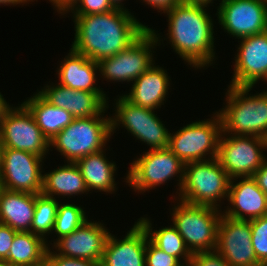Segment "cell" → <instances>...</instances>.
Listing matches in <instances>:
<instances>
[{"instance_id": "obj_18", "label": "cell", "mask_w": 267, "mask_h": 266, "mask_svg": "<svg viewBox=\"0 0 267 266\" xmlns=\"http://www.w3.org/2000/svg\"><path fill=\"white\" fill-rule=\"evenodd\" d=\"M147 231L137 220L122 239L111 233L105 242L101 266H146Z\"/></svg>"}, {"instance_id": "obj_6", "label": "cell", "mask_w": 267, "mask_h": 266, "mask_svg": "<svg viewBox=\"0 0 267 266\" xmlns=\"http://www.w3.org/2000/svg\"><path fill=\"white\" fill-rule=\"evenodd\" d=\"M172 208L173 226L183 237L190 252L214 251L217 245V228L222 213L210 206L192 205L177 200Z\"/></svg>"}, {"instance_id": "obj_43", "label": "cell", "mask_w": 267, "mask_h": 266, "mask_svg": "<svg viewBox=\"0 0 267 266\" xmlns=\"http://www.w3.org/2000/svg\"><path fill=\"white\" fill-rule=\"evenodd\" d=\"M111 4L118 9H126L124 8V4H122L123 0H110Z\"/></svg>"}, {"instance_id": "obj_15", "label": "cell", "mask_w": 267, "mask_h": 266, "mask_svg": "<svg viewBox=\"0 0 267 266\" xmlns=\"http://www.w3.org/2000/svg\"><path fill=\"white\" fill-rule=\"evenodd\" d=\"M249 220H237L222 214L217 228L216 251L231 266H263L252 246Z\"/></svg>"}, {"instance_id": "obj_23", "label": "cell", "mask_w": 267, "mask_h": 266, "mask_svg": "<svg viewBox=\"0 0 267 266\" xmlns=\"http://www.w3.org/2000/svg\"><path fill=\"white\" fill-rule=\"evenodd\" d=\"M36 194L10 191L0 187V223L18 232L30 231Z\"/></svg>"}, {"instance_id": "obj_22", "label": "cell", "mask_w": 267, "mask_h": 266, "mask_svg": "<svg viewBox=\"0 0 267 266\" xmlns=\"http://www.w3.org/2000/svg\"><path fill=\"white\" fill-rule=\"evenodd\" d=\"M167 71L159 65H152L134 82L130 92L123 96L132 104L156 110L164 105L170 81Z\"/></svg>"}, {"instance_id": "obj_17", "label": "cell", "mask_w": 267, "mask_h": 266, "mask_svg": "<svg viewBox=\"0 0 267 266\" xmlns=\"http://www.w3.org/2000/svg\"><path fill=\"white\" fill-rule=\"evenodd\" d=\"M103 223L87 220L69 235L59 238L52 248L59 255L101 262L110 234Z\"/></svg>"}, {"instance_id": "obj_35", "label": "cell", "mask_w": 267, "mask_h": 266, "mask_svg": "<svg viewBox=\"0 0 267 266\" xmlns=\"http://www.w3.org/2000/svg\"><path fill=\"white\" fill-rule=\"evenodd\" d=\"M188 266H231L216 250L193 253Z\"/></svg>"}, {"instance_id": "obj_21", "label": "cell", "mask_w": 267, "mask_h": 266, "mask_svg": "<svg viewBox=\"0 0 267 266\" xmlns=\"http://www.w3.org/2000/svg\"><path fill=\"white\" fill-rule=\"evenodd\" d=\"M69 51L56 70L60 81L58 84L74 90L94 92L108 105L106 93L100 89V86L99 88L95 86L97 85L95 84L96 73L99 71L98 63L72 49Z\"/></svg>"}, {"instance_id": "obj_8", "label": "cell", "mask_w": 267, "mask_h": 266, "mask_svg": "<svg viewBox=\"0 0 267 266\" xmlns=\"http://www.w3.org/2000/svg\"><path fill=\"white\" fill-rule=\"evenodd\" d=\"M156 33L154 29L148 28L127 49L97 62L98 73L109 81L123 83L136 80L155 64L152 51L155 46L160 45L162 37Z\"/></svg>"}, {"instance_id": "obj_7", "label": "cell", "mask_w": 267, "mask_h": 266, "mask_svg": "<svg viewBox=\"0 0 267 266\" xmlns=\"http://www.w3.org/2000/svg\"><path fill=\"white\" fill-rule=\"evenodd\" d=\"M214 115L212 120L192 122L170 133L169 149L184 164L217 158L222 123L219 114Z\"/></svg>"}, {"instance_id": "obj_34", "label": "cell", "mask_w": 267, "mask_h": 266, "mask_svg": "<svg viewBox=\"0 0 267 266\" xmlns=\"http://www.w3.org/2000/svg\"><path fill=\"white\" fill-rule=\"evenodd\" d=\"M46 261L50 266H101V262L85 259H77L57 254L50 247L46 251Z\"/></svg>"}, {"instance_id": "obj_32", "label": "cell", "mask_w": 267, "mask_h": 266, "mask_svg": "<svg viewBox=\"0 0 267 266\" xmlns=\"http://www.w3.org/2000/svg\"><path fill=\"white\" fill-rule=\"evenodd\" d=\"M113 9L115 7L110 0H76L64 14L72 11L73 15L101 14Z\"/></svg>"}, {"instance_id": "obj_40", "label": "cell", "mask_w": 267, "mask_h": 266, "mask_svg": "<svg viewBox=\"0 0 267 266\" xmlns=\"http://www.w3.org/2000/svg\"><path fill=\"white\" fill-rule=\"evenodd\" d=\"M11 105L7 104L6 100L4 99L3 95L0 93V126L1 122L5 116V113L10 108Z\"/></svg>"}, {"instance_id": "obj_16", "label": "cell", "mask_w": 267, "mask_h": 266, "mask_svg": "<svg viewBox=\"0 0 267 266\" xmlns=\"http://www.w3.org/2000/svg\"><path fill=\"white\" fill-rule=\"evenodd\" d=\"M240 43L230 85L254 87L267 80V31L240 38Z\"/></svg>"}, {"instance_id": "obj_12", "label": "cell", "mask_w": 267, "mask_h": 266, "mask_svg": "<svg viewBox=\"0 0 267 266\" xmlns=\"http://www.w3.org/2000/svg\"><path fill=\"white\" fill-rule=\"evenodd\" d=\"M49 143L23 103L7 110L0 126V148L27 151L44 158L50 150Z\"/></svg>"}, {"instance_id": "obj_33", "label": "cell", "mask_w": 267, "mask_h": 266, "mask_svg": "<svg viewBox=\"0 0 267 266\" xmlns=\"http://www.w3.org/2000/svg\"><path fill=\"white\" fill-rule=\"evenodd\" d=\"M146 266H184L176 257L165 253L150 240L145 251Z\"/></svg>"}, {"instance_id": "obj_25", "label": "cell", "mask_w": 267, "mask_h": 266, "mask_svg": "<svg viewBox=\"0 0 267 266\" xmlns=\"http://www.w3.org/2000/svg\"><path fill=\"white\" fill-rule=\"evenodd\" d=\"M22 102L33 115L36 124L50 141L75 118L63 108L52 105L39 92Z\"/></svg>"}, {"instance_id": "obj_30", "label": "cell", "mask_w": 267, "mask_h": 266, "mask_svg": "<svg viewBox=\"0 0 267 266\" xmlns=\"http://www.w3.org/2000/svg\"><path fill=\"white\" fill-rule=\"evenodd\" d=\"M74 203L58 204L55 226L52 233L57 234L54 243L61 237L69 235L88 220L85 211Z\"/></svg>"}, {"instance_id": "obj_27", "label": "cell", "mask_w": 267, "mask_h": 266, "mask_svg": "<svg viewBox=\"0 0 267 266\" xmlns=\"http://www.w3.org/2000/svg\"><path fill=\"white\" fill-rule=\"evenodd\" d=\"M47 244L30 231L17 232L4 261L8 266H37L46 260Z\"/></svg>"}, {"instance_id": "obj_29", "label": "cell", "mask_w": 267, "mask_h": 266, "mask_svg": "<svg viewBox=\"0 0 267 266\" xmlns=\"http://www.w3.org/2000/svg\"><path fill=\"white\" fill-rule=\"evenodd\" d=\"M58 204L59 202L55 198L45 196L42 193L36 194L34 217L30 232L46 241L47 247L50 245L47 243L46 235L53 232Z\"/></svg>"}, {"instance_id": "obj_11", "label": "cell", "mask_w": 267, "mask_h": 266, "mask_svg": "<svg viewBox=\"0 0 267 266\" xmlns=\"http://www.w3.org/2000/svg\"><path fill=\"white\" fill-rule=\"evenodd\" d=\"M264 149L267 140L261 137L221 133L217 158L231 179L252 177L266 159Z\"/></svg>"}, {"instance_id": "obj_37", "label": "cell", "mask_w": 267, "mask_h": 266, "mask_svg": "<svg viewBox=\"0 0 267 266\" xmlns=\"http://www.w3.org/2000/svg\"><path fill=\"white\" fill-rule=\"evenodd\" d=\"M252 178L256 181L259 188L267 194V158L262 166L253 174Z\"/></svg>"}, {"instance_id": "obj_10", "label": "cell", "mask_w": 267, "mask_h": 266, "mask_svg": "<svg viewBox=\"0 0 267 266\" xmlns=\"http://www.w3.org/2000/svg\"><path fill=\"white\" fill-rule=\"evenodd\" d=\"M114 117H111V135L121 126L132 136L152 149L169 148L170 133L154 110L129 102L122 94L116 100Z\"/></svg>"}, {"instance_id": "obj_41", "label": "cell", "mask_w": 267, "mask_h": 266, "mask_svg": "<svg viewBox=\"0 0 267 266\" xmlns=\"http://www.w3.org/2000/svg\"><path fill=\"white\" fill-rule=\"evenodd\" d=\"M35 0H0V5H13L16 6L18 4H25V3H30V2H34Z\"/></svg>"}, {"instance_id": "obj_13", "label": "cell", "mask_w": 267, "mask_h": 266, "mask_svg": "<svg viewBox=\"0 0 267 266\" xmlns=\"http://www.w3.org/2000/svg\"><path fill=\"white\" fill-rule=\"evenodd\" d=\"M45 158L11 148H0V187L10 191L42 193Z\"/></svg>"}, {"instance_id": "obj_14", "label": "cell", "mask_w": 267, "mask_h": 266, "mask_svg": "<svg viewBox=\"0 0 267 266\" xmlns=\"http://www.w3.org/2000/svg\"><path fill=\"white\" fill-rule=\"evenodd\" d=\"M217 20L230 36L244 38L267 31V2L264 0H221Z\"/></svg>"}, {"instance_id": "obj_39", "label": "cell", "mask_w": 267, "mask_h": 266, "mask_svg": "<svg viewBox=\"0 0 267 266\" xmlns=\"http://www.w3.org/2000/svg\"><path fill=\"white\" fill-rule=\"evenodd\" d=\"M57 12L61 15L64 13L75 3L76 0H49Z\"/></svg>"}, {"instance_id": "obj_31", "label": "cell", "mask_w": 267, "mask_h": 266, "mask_svg": "<svg viewBox=\"0 0 267 266\" xmlns=\"http://www.w3.org/2000/svg\"><path fill=\"white\" fill-rule=\"evenodd\" d=\"M249 221L252 246L257 260L264 266L267 263V215Z\"/></svg>"}, {"instance_id": "obj_2", "label": "cell", "mask_w": 267, "mask_h": 266, "mask_svg": "<svg viewBox=\"0 0 267 266\" xmlns=\"http://www.w3.org/2000/svg\"><path fill=\"white\" fill-rule=\"evenodd\" d=\"M206 5L184 1L165 10L168 17L167 38L174 52L191 67H208L215 58L214 25Z\"/></svg>"}, {"instance_id": "obj_3", "label": "cell", "mask_w": 267, "mask_h": 266, "mask_svg": "<svg viewBox=\"0 0 267 266\" xmlns=\"http://www.w3.org/2000/svg\"><path fill=\"white\" fill-rule=\"evenodd\" d=\"M252 88L229 85L225 98L227 105L217 112L223 134L267 140V92L249 95Z\"/></svg>"}, {"instance_id": "obj_1", "label": "cell", "mask_w": 267, "mask_h": 266, "mask_svg": "<svg viewBox=\"0 0 267 266\" xmlns=\"http://www.w3.org/2000/svg\"><path fill=\"white\" fill-rule=\"evenodd\" d=\"M72 16L75 36L71 49L96 62L127 49L149 28L128 9Z\"/></svg>"}, {"instance_id": "obj_36", "label": "cell", "mask_w": 267, "mask_h": 266, "mask_svg": "<svg viewBox=\"0 0 267 266\" xmlns=\"http://www.w3.org/2000/svg\"><path fill=\"white\" fill-rule=\"evenodd\" d=\"M17 232L18 231L12 229L10 226L0 223V262H4L7 259Z\"/></svg>"}, {"instance_id": "obj_26", "label": "cell", "mask_w": 267, "mask_h": 266, "mask_svg": "<svg viewBox=\"0 0 267 266\" xmlns=\"http://www.w3.org/2000/svg\"><path fill=\"white\" fill-rule=\"evenodd\" d=\"M82 173L76 163L67 162L48 173L43 174L42 194L55 198L58 196H75L88 194Z\"/></svg>"}, {"instance_id": "obj_4", "label": "cell", "mask_w": 267, "mask_h": 266, "mask_svg": "<svg viewBox=\"0 0 267 266\" xmlns=\"http://www.w3.org/2000/svg\"><path fill=\"white\" fill-rule=\"evenodd\" d=\"M231 178L218 158L189 162L184 167V178L178 200L219 209L221 200L227 199ZM219 201V202H218Z\"/></svg>"}, {"instance_id": "obj_44", "label": "cell", "mask_w": 267, "mask_h": 266, "mask_svg": "<svg viewBox=\"0 0 267 266\" xmlns=\"http://www.w3.org/2000/svg\"><path fill=\"white\" fill-rule=\"evenodd\" d=\"M37 266H50V264L45 260L42 264L37 265Z\"/></svg>"}, {"instance_id": "obj_28", "label": "cell", "mask_w": 267, "mask_h": 266, "mask_svg": "<svg viewBox=\"0 0 267 266\" xmlns=\"http://www.w3.org/2000/svg\"><path fill=\"white\" fill-rule=\"evenodd\" d=\"M139 222L147 231L149 240L160 250L176 257L182 264L188 266L192 253L187 248L183 237L178 233L173 225L152 231V223L147 217H140ZM184 260V261H183ZM186 264V265H185Z\"/></svg>"}, {"instance_id": "obj_5", "label": "cell", "mask_w": 267, "mask_h": 266, "mask_svg": "<svg viewBox=\"0 0 267 266\" xmlns=\"http://www.w3.org/2000/svg\"><path fill=\"white\" fill-rule=\"evenodd\" d=\"M104 113L93 117L75 118L66 128L56 134L49 147H56L67 162L104 150L111 138V117Z\"/></svg>"}, {"instance_id": "obj_24", "label": "cell", "mask_w": 267, "mask_h": 266, "mask_svg": "<svg viewBox=\"0 0 267 266\" xmlns=\"http://www.w3.org/2000/svg\"><path fill=\"white\" fill-rule=\"evenodd\" d=\"M76 164L82 173L88 191L115 193L117 189L114 178L117 170L116 163L107 159L105 150L89 154L79 159Z\"/></svg>"}, {"instance_id": "obj_42", "label": "cell", "mask_w": 267, "mask_h": 266, "mask_svg": "<svg viewBox=\"0 0 267 266\" xmlns=\"http://www.w3.org/2000/svg\"><path fill=\"white\" fill-rule=\"evenodd\" d=\"M182 1L187 2V3H191V4L209 6L208 4L213 3L212 1H214V0H182Z\"/></svg>"}, {"instance_id": "obj_19", "label": "cell", "mask_w": 267, "mask_h": 266, "mask_svg": "<svg viewBox=\"0 0 267 266\" xmlns=\"http://www.w3.org/2000/svg\"><path fill=\"white\" fill-rule=\"evenodd\" d=\"M237 179L230 180L227 197L230 206L222 214L237 220H251L267 215V194L252 177H239V182H236Z\"/></svg>"}, {"instance_id": "obj_9", "label": "cell", "mask_w": 267, "mask_h": 266, "mask_svg": "<svg viewBox=\"0 0 267 266\" xmlns=\"http://www.w3.org/2000/svg\"><path fill=\"white\" fill-rule=\"evenodd\" d=\"M184 167L185 164L169 148L149 149L131 163L125 180L135 192L144 193L156 189L176 176L179 178L177 189L180 191Z\"/></svg>"}, {"instance_id": "obj_20", "label": "cell", "mask_w": 267, "mask_h": 266, "mask_svg": "<svg viewBox=\"0 0 267 266\" xmlns=\"http://www.w3.org/2000/svg\"><path fill=\"white\" fill-rule=\"evenodd\" d=\"M55 85L47 84L38 92L52 105L70 112L74 118L98 116L105 113L109 107L94 92L74 90L60 84Z\"/></svg>"}, {"instance_id": "obj_38", "label": "cell", "mask_w": 267, "mask_h": 266, "mask_svg": "<svg viewBox=\"0 0 267 266\" xmlns=\"http://www.w3.org/2000/svg\"><path fill=\"white\" fill-rule=\"evenodd\" d=\"M142 1V0H141ZM150 7L156 8L158 12L165 11L172 8L174 5L180 3L182 0H143ZM160 10V11H159Z\"/></svg>"}, {"instance_id": "obj_45", "label": "cell", "mask_w": 267, "mask_h": 266, "mask_svg": "<svg viewBox=\"0 0 267 266\" xmlns=\"http://www.w3.org/2000/svg\"><path fill=\"white\" fill-rule=\"evenodd\" d=\"M0 266H8V265L4 262H0Z\"/></svg>"}]
</instances>
